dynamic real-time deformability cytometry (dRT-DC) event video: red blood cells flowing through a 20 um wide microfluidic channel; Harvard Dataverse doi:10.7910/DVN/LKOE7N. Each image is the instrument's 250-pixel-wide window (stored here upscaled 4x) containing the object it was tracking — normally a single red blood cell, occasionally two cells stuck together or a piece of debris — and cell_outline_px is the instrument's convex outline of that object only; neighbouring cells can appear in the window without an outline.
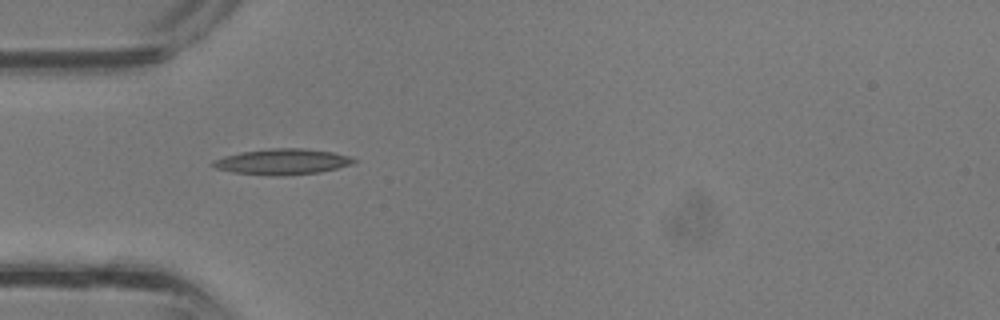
{"species": "common noctule bat (a hibernating species)", "species_latin": "Nyctalus noctula", "temperature_condition": "room temperature", "stored_images_in_passage": 6, "camera_frame_rate_fps": 3000, "um_per_image_px": 0.085, "animal": {"sex": "male", "body_mass_g": 13.3}, "frame": {"image": 1, "passage_image": 1, "time_ms": 0.0, "image_size_px": [1000, 320], "cell_outline_px": [[356, 160], [352, 164], [320, 172], [276, 176], [232, 172], [216, 168], [208, 164], [212, 160], [224, 156], [244, 152], [272, 148], [304, 148], [332, 152], [348, 156]], "centroid_in_image_um": [23.96, 13.74], "position_along_channel_um": 61.0, "area_um2": 20.92}}